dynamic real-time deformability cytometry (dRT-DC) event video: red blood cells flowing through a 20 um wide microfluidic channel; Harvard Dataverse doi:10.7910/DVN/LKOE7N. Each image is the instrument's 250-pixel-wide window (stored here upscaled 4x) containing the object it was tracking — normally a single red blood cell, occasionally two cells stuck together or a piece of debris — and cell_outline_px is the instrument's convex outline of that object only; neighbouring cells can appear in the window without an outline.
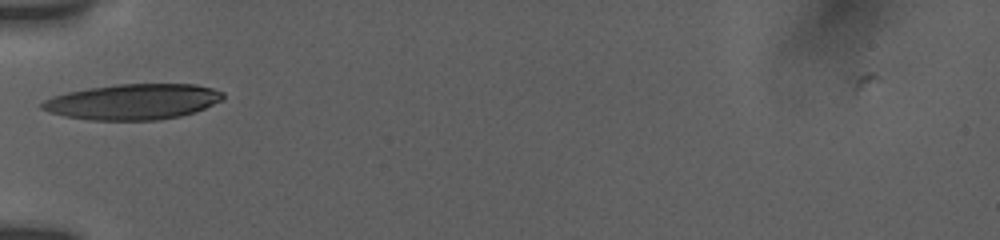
{"species": "human", "species_latin": "Homo sapiens", "temperature_condition": "room temperature", "stored_images_in_passage": 28, "camera_frame_rate_fps": 3000, "um_per_image_px": 0.085, "donor": {"sex": "female"}, "frame": {"image": 1, "passage_image": 1, "time_ms": 0.0, "image_size_px": [1000, 240], "cell_outline_px": [[224, 96], [220, 100], [196, 112], [180, 116], [156, 120], [92, 120], [64, 116], [48, 112], [40, 108], [40, 104], [44, 100], [52, 96], [68, 92], [88, 88], [116, 84], [196, 84], [212, 88], [224, 92]], "centroid_in_image_um": [11.28, 8.65], "position_along_channel_um": 73.7, "area_um2": 37.57}}
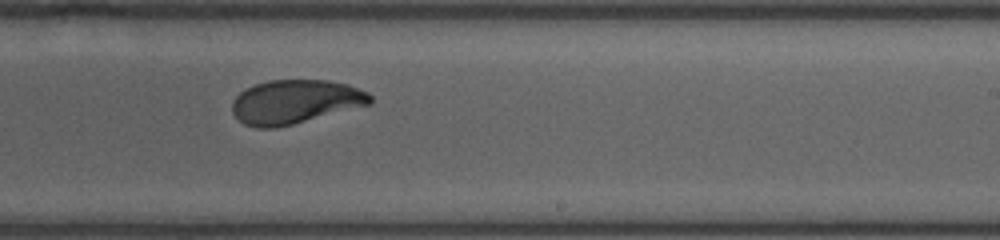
{"frame": {"image": 2, "passage_image": 16, "time_ms": 5.0, "image_size_px": [1000, 240], "cell_outline_px": [[372, 104], [276, 128], [256, 128], [244, 124], [232, 112], [232, 100], [240, 92], [256, 84], [268, 80], [328, 80], [348, 84], [368, 92], [372, 96]], "centroid_in_image_um": [25.1, 8.65], "position_along_channel_um": 263.9, "area_um2": 35.32}}
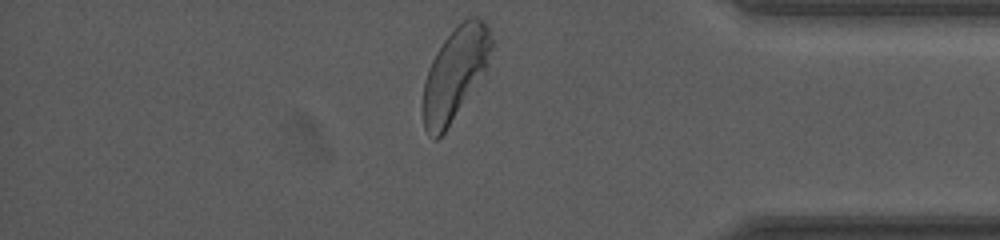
{"frame": {"image": 3, "passage_image": 28, "time_ms": 9.0, "image_size_px": [1000, 240], "cell_outline_px": [[492, 48], [484, 72], [444, 132], [436, 140], [432, 140], [428, 136], [424, 128], [420, 108], [424, 80], [428, 68], [436, 52], [444, 40], [468, 16], [484, 16], [488, 24], [492, 40]], "centroid_in_image_um": [38.63, 6.26], "position_along_channel_um": 396.6, "area_um2": 36.88}, "authors_computed_cell_mechanics": {"area_um2": 35.9805, "velocity_mm_per_s": 3.8071, "shape_relaxation_time_tau1_ms": 2.9913, "shape_relaxation_time_tau2_ms": 1.0423, "deformation_change_tau1": 0.1418, "deformation_change_tau2": 0.0623}}